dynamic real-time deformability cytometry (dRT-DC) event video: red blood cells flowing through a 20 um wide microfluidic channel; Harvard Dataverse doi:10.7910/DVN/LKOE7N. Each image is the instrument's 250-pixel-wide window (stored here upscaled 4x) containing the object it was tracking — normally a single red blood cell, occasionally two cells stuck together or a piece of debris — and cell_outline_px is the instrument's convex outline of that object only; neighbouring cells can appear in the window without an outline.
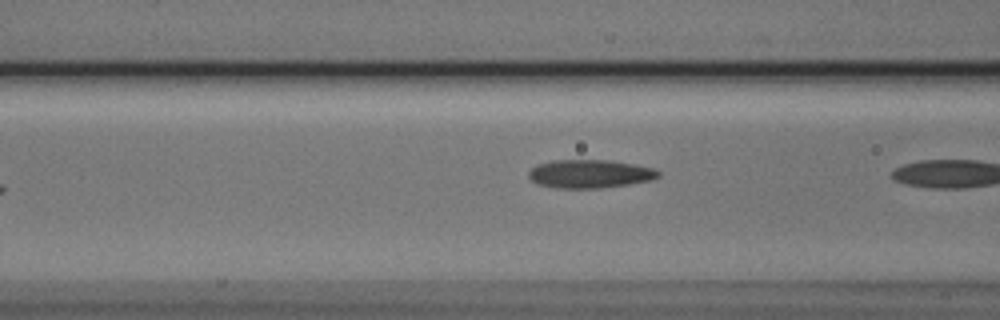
{"species": "Egyptian fruit bat (a non-hibernating species)", "species_latin": "Rousettus aegyptiacus", "temperature_condition": "cold", "stored_images_in_passage": 4, "camera_frame_rate_fps": 3000, "um_per_image_px": 0.085, "animal": {"sex": "male"}, "frame": {"image": 1, "passage_image": 3, "time_ms": 0.667, "image_size_px": [1000, 320], "cell_outline_px": [[660, 176], [652, 180], [628, 184], [600, 188], [556, 188], [536, 184], [528, 176], [528, 172], [536, 164], [552, 160], [612, 160], [656, 168], [660, 172]], "centroid_in_image_um": [50.14, 14.77], "position_along_channel_um": 116.5, "area_um2": 21.68}}